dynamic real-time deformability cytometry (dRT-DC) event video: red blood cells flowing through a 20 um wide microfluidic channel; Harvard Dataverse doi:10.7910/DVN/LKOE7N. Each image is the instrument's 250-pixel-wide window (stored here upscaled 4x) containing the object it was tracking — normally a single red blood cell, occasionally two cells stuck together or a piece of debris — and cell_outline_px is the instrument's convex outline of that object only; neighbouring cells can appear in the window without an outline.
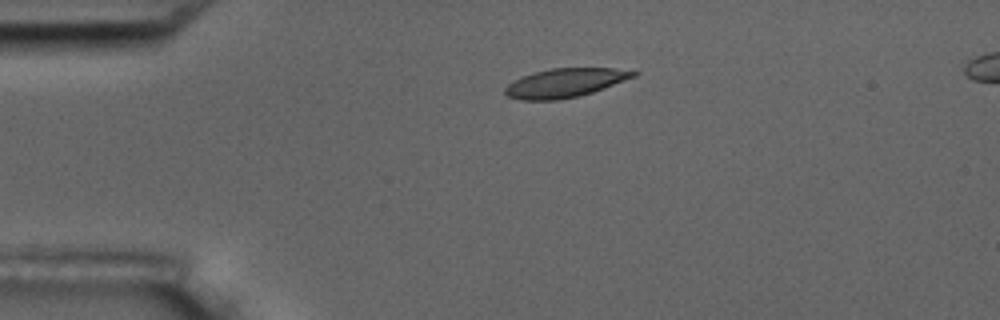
{"species": "common noctule bat (a hibernating species)", "species_latin": "Nyctalus noctula", "temperature_condition": "room temperature", "stored_images_in_passage": 5, "camera_frame_rate_fps": 3000, "um_per_image_px": 0.085, "animal": {"sex": "male", "body_mass_g": 17.5, "forearm_length_mm": 52.3}, "frame": {"image": 1, "passage_image": 3, "time_ms": 2.333, "image_size_px": [1000, 320], "cell_outline_px": [[640, 72], [636, 76], [604, 88], [580, 96], [560, 100], [520, 100], [508, 96], [504, 92], [504, 88], [508, 84], [524, 76], [536, 72], [552, 68], [612, 68]], "centroid_in_image_um": [48.04, 7.05], "position_along_channel_um": 37.0, "area_um2": 21.44}}